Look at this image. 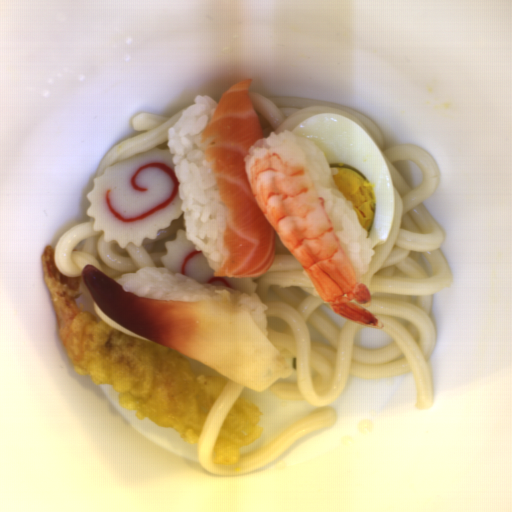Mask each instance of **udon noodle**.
Masks as SVG:
<instances>
[{"label":"udon noodle","mask_w":512,"mask_h":512,"mask_svg":"<svg viewBox=\"0 0 512 512\" xmlns=\"http://www.w3.org/2000/svg\"><path fill=\"white\" fill-rule=\"evenodd\" d=\"M263 137L293 132L302 122L323 114L344 116L375 142L391 176L392 224L383 245L375 247L363 284L372 304L361 305L381 323L359 325L335 312L318 295L303 265L276 233L267 271L249 277L253 294L266 304L269 342L293 355L294 373L263 391L227 377L197 438V461L213 475L237 476L258 470L296 440L331 427L332 407L349 377L387 379L413 373L416 408H432L434 380L428 361L437 343L431 317L435 293L452 285V271L442 253L444 231L425 206L434 197L441 171L436 158L420 146H386L380 127L362 112L340 103L297 96H264L248 91ZM263 415L261 437L243 447L235 466H220L211 456L216 434L240 396Z\"/></svg>","instance_id":"obj_1"},{"label":"udon noodle","mask_w":512,"mask_h":512,"mask_svg":"<svg viewBox=\"0 0 512 512\" xmlns=\"http://www.w3.org/2000/svg\"><path fill=\"white\" fill-rule=\"evenodd\" d=\"M93 225L94 221H84L59 238L53 259L63 274L83 276L82 268L91 265L114 280L144 267H162L161 256L167 253L166 242L176 239L179 229L185 231L183 214L172 220L169 227L159 229L156 238H144L141 246L131 242L120 246L116 240L106 242L104 231H94Z\"/></svg>","instance_id":"obj_2"},{"label":"udon noodle","mask_w":512,"mask_h":512,"mask_svg":"<svg viewBox=\"0 0 512 512\" xmlns=\"http://www.w3.org/2000/svg\"><path fill=\"white\" fill-rule=\"evenodd\" d=\"M183 110L184 108L174 115L143 113L134 117L132 120L133 129L136 131L144 130L145 132L120 140L110 148L91 180L93 186L95 180L104 175L109 166L117 162L155 147L163 150L169 149L167 141L170 128L179 121Z\"/></svg>","instance_id":"obj_3"},{"label":"udon noodle","mask_w":512,"mask_h":512,"mask_svg":"<svg viewBox=\"0 0 512 512\" xmlns=\"http://www.w3.org/2000/svg\"><path fill=\"white\" fill-rule=\"evenodd\" d=\"M94 307H95V311L99 317L100 320H102L103 322H105L107 325H109L110 327H114L120 331H122L123 333L129 335V336H133L135 338H138V339H141L143 341H146V342H151L153 343L151 340H148L146 338H143L131 331H129L128 329L124 328L123 326L119 325L118 323H116L115 321H113L109 316H107L101 309L100 307L94 302Z\"/></svg>","instance_id":"obj_4"}]
</instances>
